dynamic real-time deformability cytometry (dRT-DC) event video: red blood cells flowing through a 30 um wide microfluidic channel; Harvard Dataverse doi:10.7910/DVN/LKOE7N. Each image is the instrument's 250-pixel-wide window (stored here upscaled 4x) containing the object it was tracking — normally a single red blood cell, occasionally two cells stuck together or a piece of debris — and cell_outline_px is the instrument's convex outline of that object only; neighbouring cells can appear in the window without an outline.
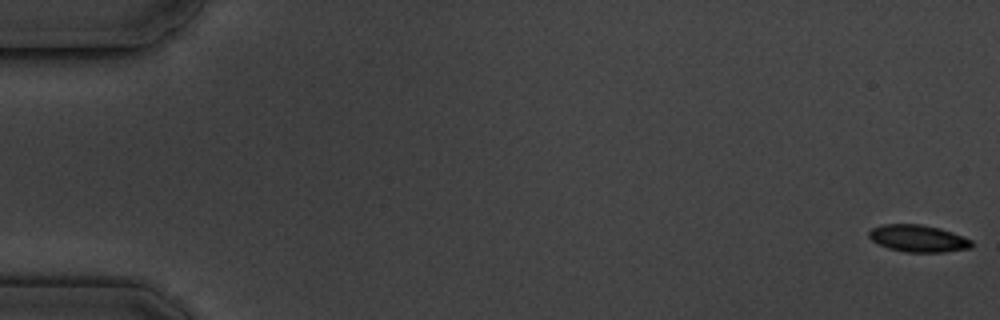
{"species": "common noctule bat (a hibernating species)", "species_latin": "Nyctalus noctula", "temperature_condition": "cold", "stored_images_in_passage": 5, "camera_frame_rate_fps": 3000, "um_per_image_px": 0.085, "animal": {"sex": "male", "body_mass_g": 19.5, "forearm_length_mm": 54.6}, "frame": {"image": 1, "passage_image": 1, "time_ms": 0.0, "image_size_px": [1000, 320], "cell_outline_px": [[972, 248], [944, 252], [904, 252], [888, 248], [872, 240], [868, 236], [868, 232], [872, 228], [880, 224], [920, 224], [940, 228], [952, 232], [972, 240]], "centroid_in_image_um": [78.04, 20.26], "position_along_channel_um": 7.0, "area_um2": 16.24}}
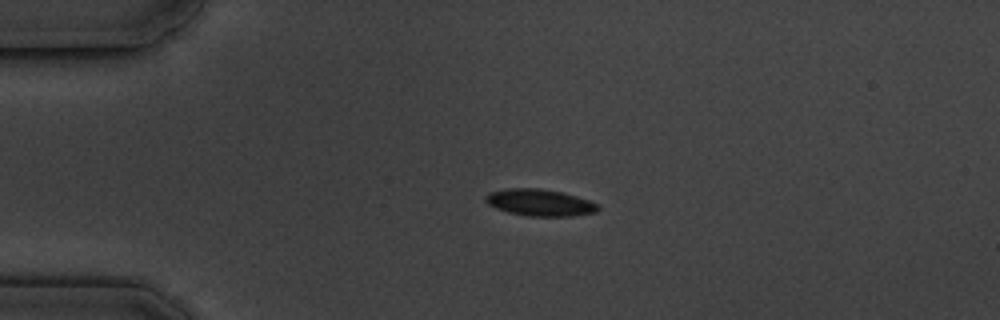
{"frame": {"image": 2, "passage_image": 4, "time_ms": 4.333, "image_size_px": [1000, 320], "cell_outline_px": [[600, 208], [596, 212], [572, 216], [528, 216], [508, 212], [496, 208], [488, 204], [484, 200], [484, 196], [488, 192], [504, 188], [540, 188], [560, 192], [576, 196], [588, 200], [596, 204]], "centroid_in_image_um": [45.83, 17.21], "position_along_channel_um": 39.2, "area_um2": 17.57}}